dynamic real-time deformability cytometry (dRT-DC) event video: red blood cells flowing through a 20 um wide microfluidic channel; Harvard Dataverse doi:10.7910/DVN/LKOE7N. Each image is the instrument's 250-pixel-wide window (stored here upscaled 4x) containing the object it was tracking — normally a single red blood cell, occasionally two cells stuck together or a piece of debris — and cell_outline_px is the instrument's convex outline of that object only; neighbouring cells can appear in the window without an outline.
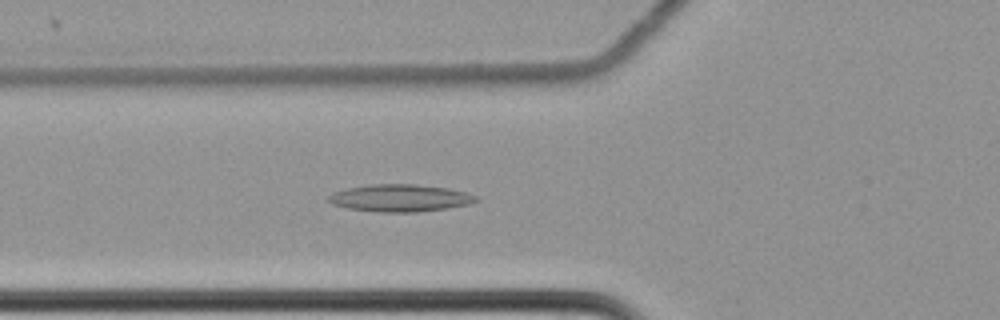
{"species": "common noctule bat (a hibernating species)", "species_latin": "Nyctalus noctula", "temperature_condition": "cold", "stored_images_in_passage": 62, "camera_frame_rate_fps": 3000, "um_per_image_px": 0.085, "animal": {"sex": "female", "body_mass_g": 22.7, "forearm_length_mm": 54.2}, "frame": {"image": 1, "passage_image": 25, "time_ms": 8.0, "image_size_px": [1000, 320], "cell_outline_px": [[480, 200], [468, 204], [448, 208], [416, 212], [380, 212], [348, 208], [332, 204], [328, 200], [328, 196], [332, 192], [348, 188], [372, 184], [416, 184], [448, 188], [464, 192], [476, 196]], "centroid_in_image_um": [34.0, 16.83], "position_along_channel_um": 91.8, "area_um2": 23.35}}
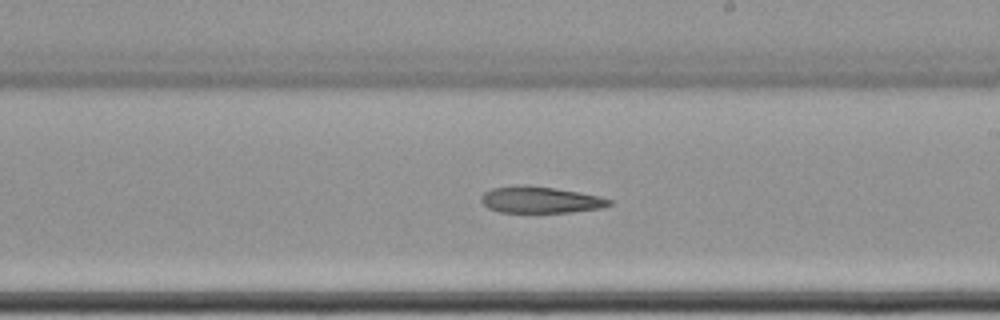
{"frame": {"image": 2, "passage_image": 38, "time_ms": 12.333, "image_size_px": [1000, 320], "cell_outline_px": [[612, 204], [600, 208], [572, 212], [500, 212], [488, 208], [480, 200], [480, 196], [484, 192], [492, 188], [524, 184], [556, 188], [580, 192], [600, 196], [612, 200]], "centroid_in_image_um": [45.92, 16.97], "position_along_channel_um": 243.1, "area_um2": 19.88}}
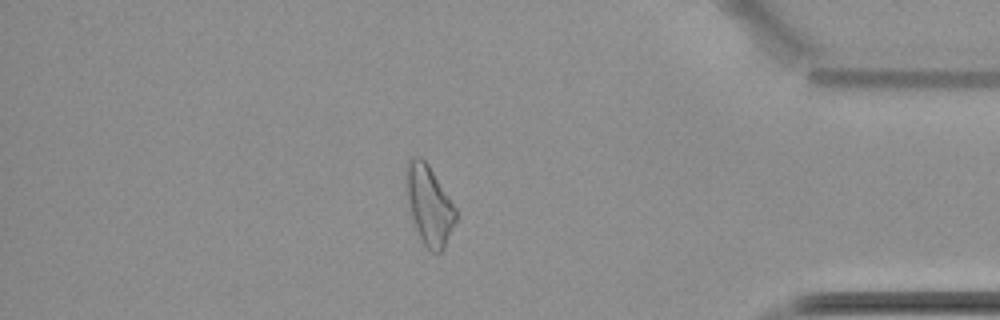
{"frame": {"image": 3, "passage_image": 54, "time_ms": 17.667, "image_size_px": [1000, 320], "cell_outline_px": [[456, 220], [444, 248], [440, 252], [432, 252], [420, 240], [412, 216], [408, 196], [404, 168], [404, 164], [412, 156], [420, 156], [428, 164], [456, 208]], "centroid_in_image_um": [36.47, 17.39], "position_along_channel_um": 398.7, "area_um2": 22.66}, "authors_computed_cell_mechanics": {"area_um2": 23.7558, "velocity_mm_per_s": 3.4938, "shape_relaxation_time_tau1_ms": null, "shape_relaxation_time_tau2_ms": 6.9421, "deformation_change_tau1": null, "deformation_change_tau2": 0.1898}}